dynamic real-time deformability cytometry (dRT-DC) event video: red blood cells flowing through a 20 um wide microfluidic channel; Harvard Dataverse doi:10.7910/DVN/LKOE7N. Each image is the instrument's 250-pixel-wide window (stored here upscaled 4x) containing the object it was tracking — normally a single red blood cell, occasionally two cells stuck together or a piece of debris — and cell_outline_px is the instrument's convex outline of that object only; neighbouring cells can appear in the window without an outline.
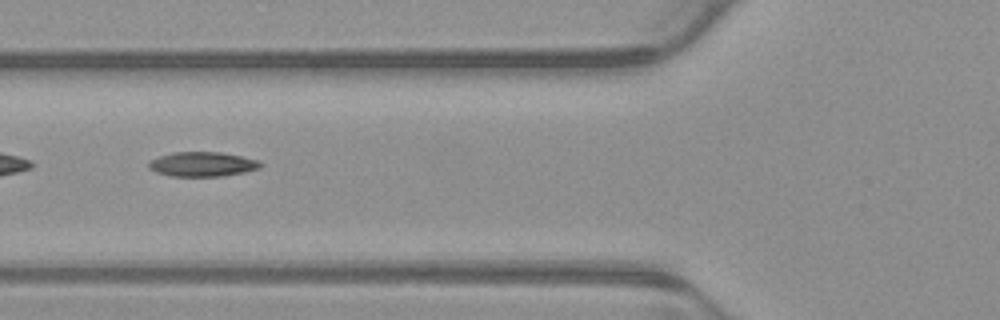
{"species": "common noctule bat (a hibernating species)", "species_latin": "Nyctalus noctula", "temperature_condition": "warm", "stored_images_in_passage": 7, "segment_of_instrument_passage": [2, 2], "camera_frame_rate_fps": 3000, "um_per_image_px": 0.085, "animal": {"sex": "male", "body_mass_g": 23.1, "forearm_length_mm": 52.7}, "frame": {"image": 1, "passage_image": 5, "time_ms": 1.333, "image_size_px": [1000, 320], "cell_outline_px": [[264, 164], [260, 168], [244, 172], [224, 176], [172, 176], [156, 172], [148, 168], [148, 164], [152, 160], [160, 156], [172, 152], [220, 152], [260, 160]], "centroid_in_image_um": [17.24, 13.96], "position_along_channel_um": 108.6, "area_um2": 16.01}}
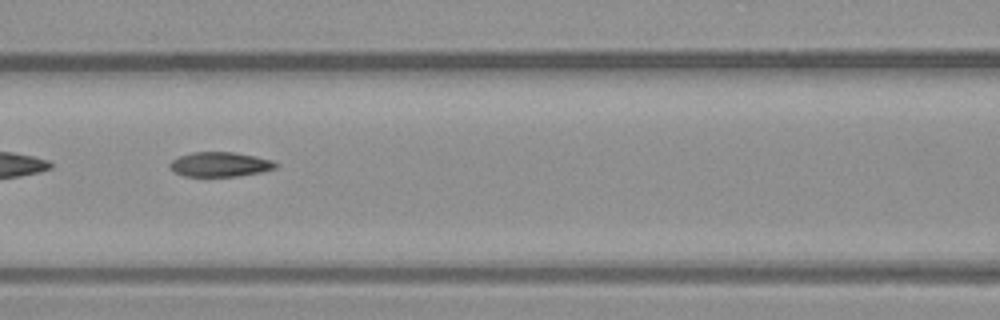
{"frame": {"image": 2, "passage_image": 6, "time_ms": 1.667, "image_size_px": [1000, 320], "cell_outline_px": [[280, 164], [276, 168], [260, 172], [236, 176], [184, 176], [168, 168], [168, 164], [172, 160], [180, 156], [192, 152], [232, 152], [256, 156], [272, 160]], "centroid_in_image_um": [18.7, 13.97], "position_along_channel_um": 147.9, "area_um2": 15.2}}
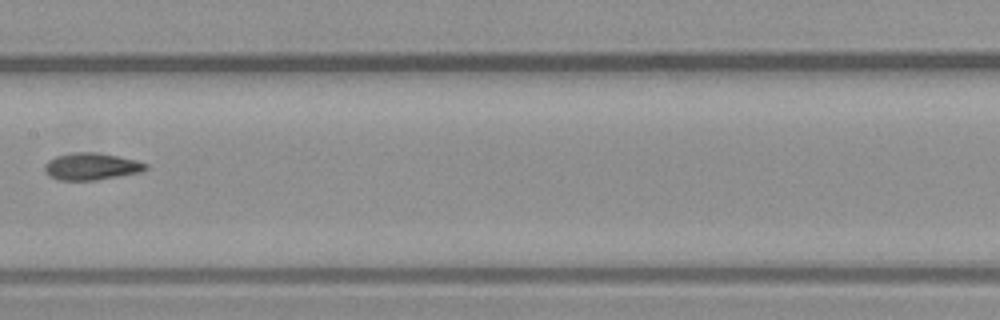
{"frame": {"image": 3, "passage_image": 7, "time_ms": 2.0, "image_size_px": [1000, 320], "cell_outline_px": [[148, 168], [140, 172], [96, 180], [56, 180], [48, 176], [44, 172], [44, 164], [48, 160], [56, 156], [72, 152], [96, 152], [136, 160], [148, 164]], "centroid_in_image_um": [7.71, 14.15], "position_along_channel_um": 199.7, "area_um2": 16.01}}